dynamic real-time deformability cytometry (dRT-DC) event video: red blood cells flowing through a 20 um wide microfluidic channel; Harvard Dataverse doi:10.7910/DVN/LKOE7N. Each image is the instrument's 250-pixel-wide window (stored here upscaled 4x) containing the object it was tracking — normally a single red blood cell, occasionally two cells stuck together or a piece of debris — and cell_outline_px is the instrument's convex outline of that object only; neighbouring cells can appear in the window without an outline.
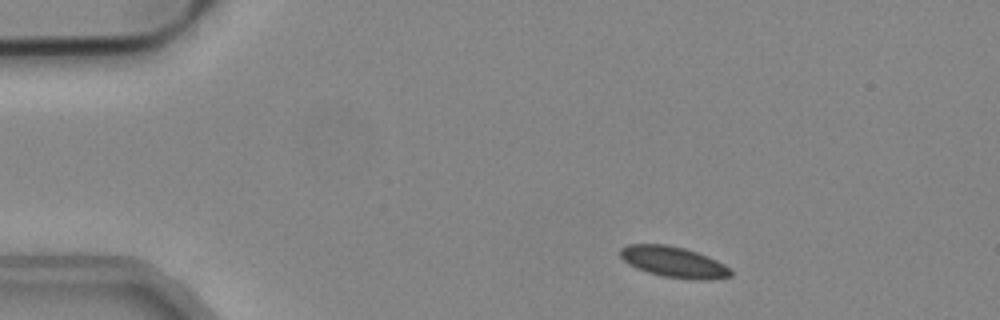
{"species": "common noctule bat (a hibernating species)", "species_latin": "Nyctalus noctula", "temperature_condition": "cold", "stored_images_in_passage": 46, "camera_frame_rate_fps": 3000, "um_per_image_px": 0.085, "animal": {"sex": "male", "body_mass_g": 19.2, "forearm_length_mm": 51.8}, "frame": {"image": 1, "passage_image": 1, "time_ms": 0.0, "image_size_px": [1000, 320], "cell_outline_px": [[732, 276], [704, 280], [700, 280], [664, 276], [648, 272], [636, 268], [628, 264], [620, 256], [620, 248], [628, 244], [664, 244], [684, 248], [708, 256], [724, 264], [732, 272]], "centroid_in_image_um": [57.24, 22.26], "position_along_channel_um": 27.8, "area_um2": 19.65}}
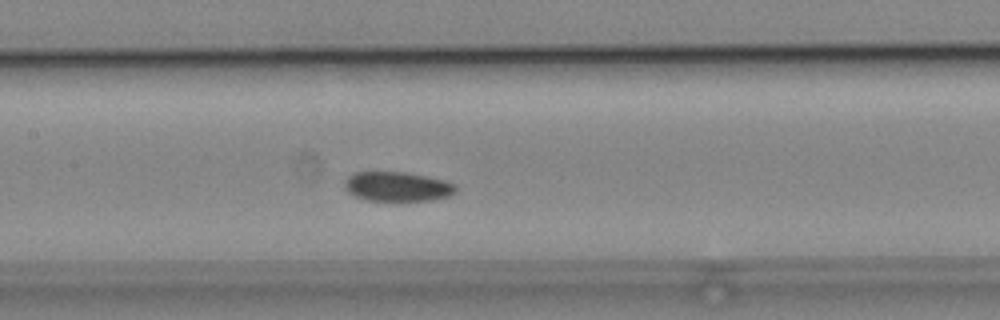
{"frame": {"image": 2, "passage_image": 18, "time_ms": 5.667, "image_size_px": [1000, 320], "cell_outline_px": [[456, 192], [448, 196], [428, 200], [368, 200], [356, 196], [348, 192], [344, 184], [348, 176], [356, 172], [408, 172], [444, 180], [456, 184]], "centroid_in_image_um": [33.79, 15.84], "position_along_channel_um": 173.6, "area_um2": 18.9}}
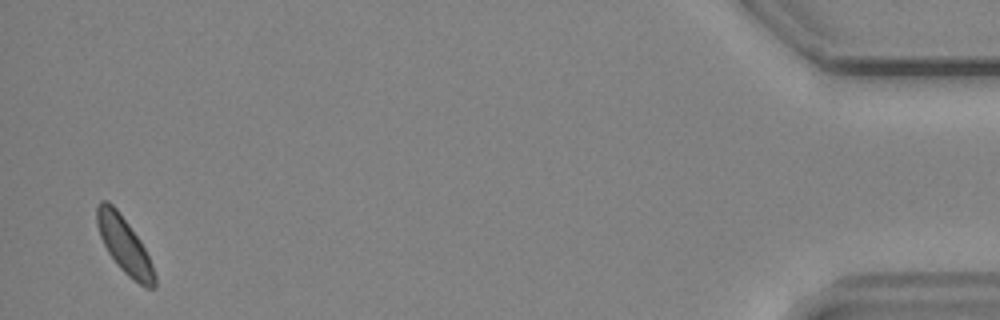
{"frame": {"image": 3, "passage_image": 45, "time_ms": 14.667, "image_size_px": [1000, 320], "cell_outline_px": [[156, 288], [144, 288], [132, 280], [116, 264], [108, 252], [100, 236], [96, 224], [96, 208], [100, 200], [108, 200], [116, 208], [140, 240], [152, 264], [156, 276]], "centroid_in_image_um": [10.57, 20.86], "position_along_channel_um": 424.6, "area_um2": 18.96}}